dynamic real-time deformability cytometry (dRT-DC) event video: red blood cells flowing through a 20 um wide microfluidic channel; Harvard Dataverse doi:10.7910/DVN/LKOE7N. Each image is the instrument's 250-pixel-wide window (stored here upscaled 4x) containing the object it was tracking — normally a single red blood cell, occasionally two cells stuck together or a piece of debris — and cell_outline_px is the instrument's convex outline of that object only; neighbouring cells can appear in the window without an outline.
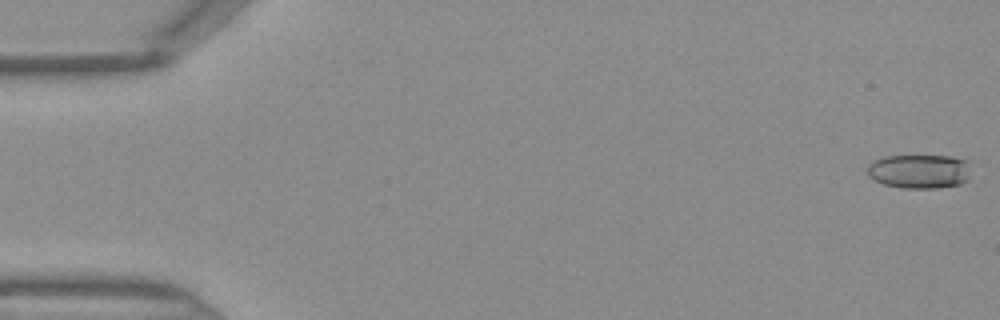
{"species": "Egyptian fruit bat (a non-hibernating species)", "species_latin": "Rousettus aegyptiacus", "temperature_condition": "warm", "stored_images_in_passage": 46, "camera_frame_rate_fps": 3000, "um_per_image_px": 0.085, "frame": {"image": 1, "passage_image": 1, "time_ms": 0.0, "image_size_px": [1000, 320], "cell_outline_px": [[968, 180], [960, 184], [936, 188], [904, 188], [884, 184], [868, 176], [868, 164], [872, 160], [884, 156], [952, 156], [968, 160]], "centroid_in_image_um": [78.13, 14.55], "position_along_channel_um": 6.9, "area_um2": 20.63}}
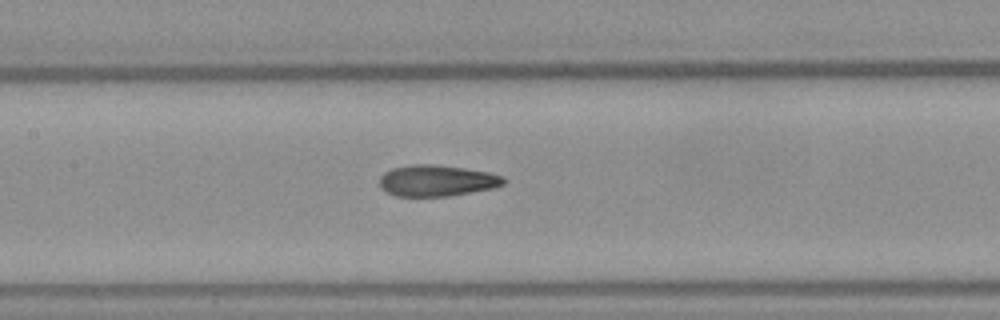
{"frame": {"image": 2, "passage_image": 22, "time_ms": 7.0, "image_size_px": [1000, 320], "cell_outline_px": [[504, 184], [492, 188], [448, 196], [396, 196], [380, 188], [380, 176], [384, 172], [392, 168], [412, 164], [432, 164], [464, 168], [488, 172], [504, 176]], "centroid_in_image_um": [37.1, 15.35], "position_along_channel_um": 170.3, "area_um2": 22.48}}
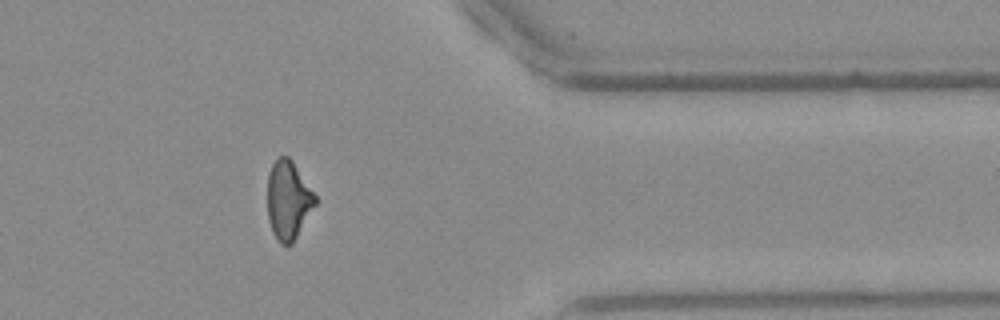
{"frame": {"image": 3, "passage_image": 38, "time_ms": 12.333, "image_size_px": [1000, 320], "cell_outline_px": [[316, 204], [292, 244], [280, 244], [272, 232], [268, 220], [268, 172], [272, 164], [280, 156], [288, 156], [292, 160], [316, 196]], "centroid_in_image_um": [24.49, 17.01], "position_along_channel_um": 386.9, "area_um2": 21.73}}